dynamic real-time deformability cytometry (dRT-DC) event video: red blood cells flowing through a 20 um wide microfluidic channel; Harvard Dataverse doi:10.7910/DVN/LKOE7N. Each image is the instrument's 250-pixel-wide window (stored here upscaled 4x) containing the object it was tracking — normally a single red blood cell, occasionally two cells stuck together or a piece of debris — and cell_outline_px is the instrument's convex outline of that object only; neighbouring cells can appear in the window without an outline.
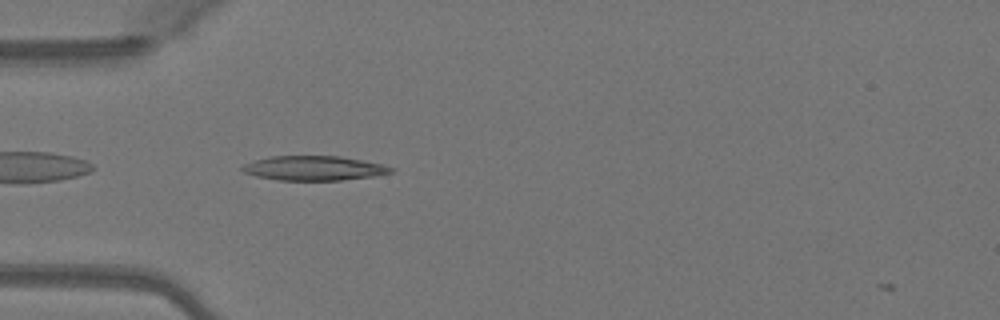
{"species": "Egyptian fruit bat (a non-hibernating species)", "species_latin": "Rousettus aegyptiacus", "temperature_condition": "warm", "stored_images_in_passage": 36, "camera_frame_rate_fps": 3000, "um_per_image_px": 0.085, "animal": {"sex": "female"}, "frame": {"image": 1, "passage_image": 2, "time_ms": 0.333, "image_size_px": [1000, 320], "cell_outline_px": [[392, 172], [372, 176], [340, 180], [280, 180], [256, 176], [244, 172], [240, 168], [244, 164], [268, 156], [340, 156], [380, 164], [392, 168]], "centroid_in_image_um": [26.62, 14.29], "position_along_channel_um": 58.4, "area_um2": 20.87}}
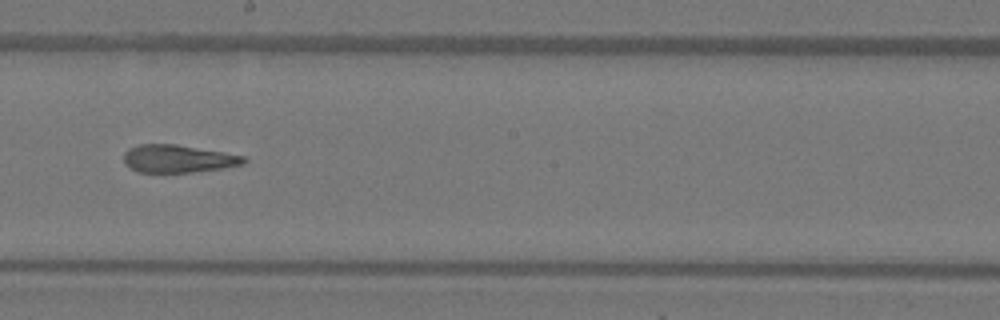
{"frame": {"image": 2, "passage_image": 15, "time_ms": 4.667, "image_size_px": [1000, 320], "cell_outline_px": [[248, 160], [244, 164], [224, 168], [192, 172], [136, 172], [124, 164], [124, 152], [128, 148], [140, 144], [176, 144], [224, 152], [244, 156]], "centroid_in_image_um": [15.12, 13.49], "position_along_channel_um": 233.1, "area_um2": 19.54}}
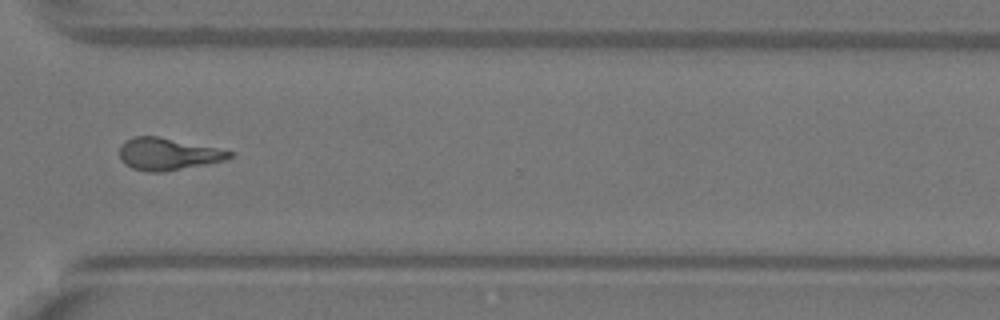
{"frame": {"image": 3, "passage_image": 24, "time_ms": 7.667, "image_size_px": [1000, 320], "cell_outline_px": [[232, 156], [224, 160], [204, 164], [160, 172], [148, 172], [132, 168], [124, 164], [120, 160], [120, 148], [124, 140], [132, 136], [156, 136], [216, 148], [232, 152]], "centroid_in_image_um": [14.18, 13.09], "position_along_channel_um": 356.4, "area_um2": 20.17}, "authors_computed_cell_mechanics": {"area_um2": 20.1433, "velocity_mm_per_s": 4.1124, "shape_relaxation_time_tau1_ms": null, "shape_relaxation_time_tau2_ms": 2.9229, "deformation_change_tau1": null, "deformation_change_tau2": 0.1177}}